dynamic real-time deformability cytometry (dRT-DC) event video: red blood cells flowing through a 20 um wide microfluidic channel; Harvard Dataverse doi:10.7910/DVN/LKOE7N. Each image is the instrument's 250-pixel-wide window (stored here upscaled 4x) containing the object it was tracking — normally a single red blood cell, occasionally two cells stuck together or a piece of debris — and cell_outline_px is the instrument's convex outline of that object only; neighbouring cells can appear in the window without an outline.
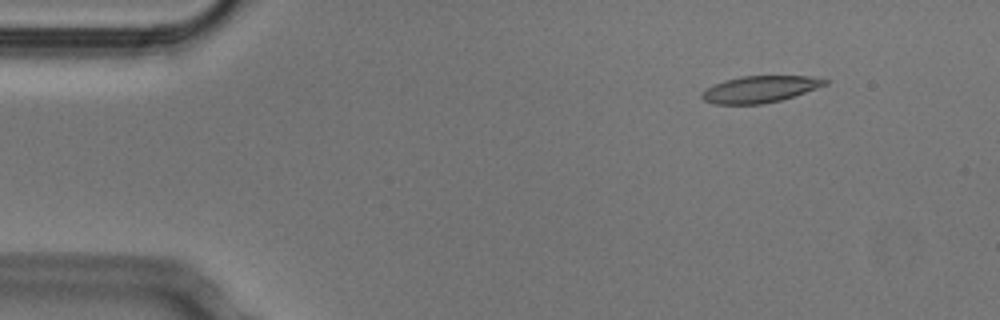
{"species": "Egyptian fruit bat (a non-hibernating species)", "species_latin": "Rousettus aegyptiacus", "temperature_condition": "cold", "stored_images_in_passage": 12, "camera_frame_rate_fps": 3000, "um_per_image_px": 0.085, "animal": {"sex": "male"}, "frame": {"image": 1, "passage_image": 1, "time_ms": 0.0, "image_size_px": [1000, 320], "cell_outline_px": [[828, 84], [780, 100], [764, 104], [716, 104], [704, 100], [700, 96], [708, 88], [724, 80], [740, 76], [808, 76], [828, 80]], "centroid_in_image_um": [64.59, 7.58], "position_along_channel_um": 20.4, "area_um2": 18.79}}
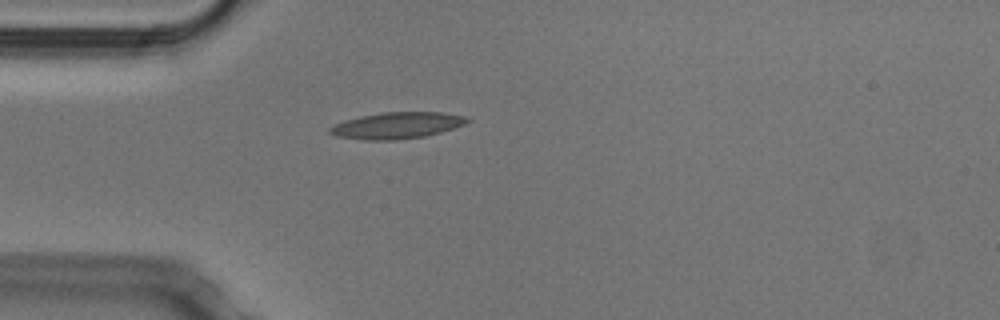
{"frame": {"image": 2, "passage_image": 9, "time_ms": 2.667, "image_size_px": [1000, 320], "cell_outline_px": [[472, 120], [464, 124], [440, 132], [424, 136], [396, 140], [364, 140], [336, 136], [328, 132], [328, 128], [332, 124], [344, 120], [360, 116], [380, 112], [440, 112], [464, 116]], "centroid_in_image_um": [33.67, 10.66], "position_along_channel_um": 51.3, "area_um2": 21.21}}